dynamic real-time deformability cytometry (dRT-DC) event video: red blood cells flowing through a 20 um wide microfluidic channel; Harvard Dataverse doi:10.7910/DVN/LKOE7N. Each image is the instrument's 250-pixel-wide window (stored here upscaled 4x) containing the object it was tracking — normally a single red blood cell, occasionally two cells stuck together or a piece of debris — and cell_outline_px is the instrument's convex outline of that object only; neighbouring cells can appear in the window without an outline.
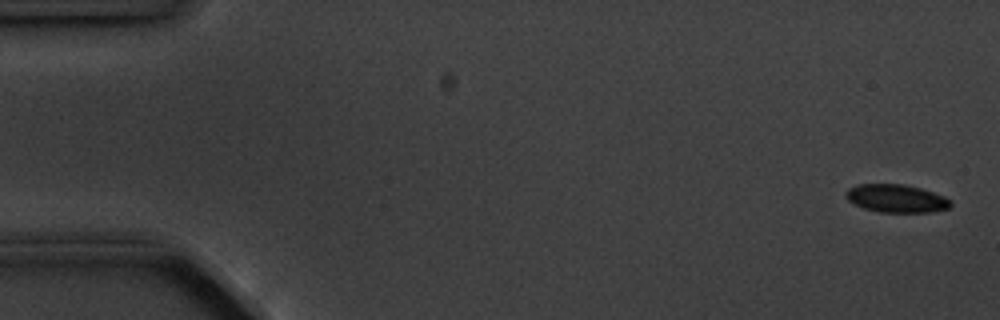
{"species": "common noctule bat (a hibernating species)", "species_latin": "Nyctalus noctula", "temperature_condition": "cold", "stored_images_in_passage": 4, "camera_frame_rate_fps": 3000, "um_per_image_px": 0.085, "animal": {"sex": "male", "body_mass_g": 20.1, "forearm_length_mm": 53.5}, "frame": {"image": 1, "passage_image": 1, "time_ms": 0.0, "image_size_px": [1000, 320], "cell_outline_px": [[952, 204], [948, 208], [932, 212], [880, 212], [864, 208], [848, 200], [844, 196], [844, 192], [848, 188], [856, 184], [904, 184], [920, 188], [944, 196], [952, 200]], "centroid_in_image_um": [76.17, 16.86], "position_along_channel_um": 8.8, "area_um2": 17.17}}
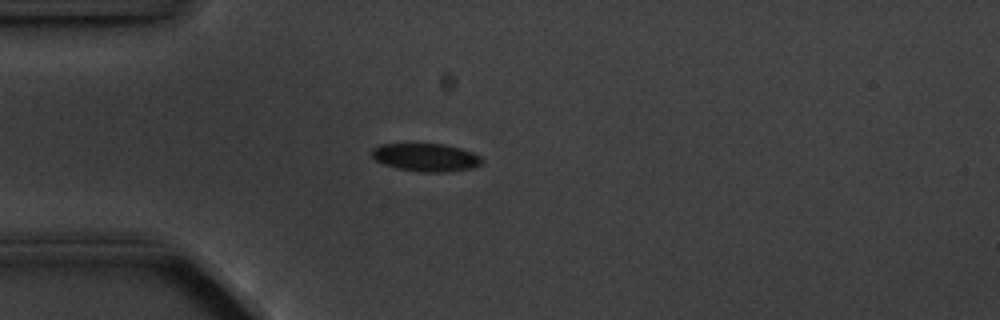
{"frame": {"image": 2, "passage_image": 4, "time_ms": 4.333, "image_size_px": [1000, 320], "cell_outline_px": [[480, 164], [472, 168], [444, 172], [420, 172], [396, 168], [384, 164], [376, 160], [372, 156], [372, 148], [380, 144], [444, 144], [460, 148], [472, 152], [480, 156]], "centroid_in_image_um": [36.17, 13.37], "position_along_channel_um": 48.8, "area_um2": 17.8}}